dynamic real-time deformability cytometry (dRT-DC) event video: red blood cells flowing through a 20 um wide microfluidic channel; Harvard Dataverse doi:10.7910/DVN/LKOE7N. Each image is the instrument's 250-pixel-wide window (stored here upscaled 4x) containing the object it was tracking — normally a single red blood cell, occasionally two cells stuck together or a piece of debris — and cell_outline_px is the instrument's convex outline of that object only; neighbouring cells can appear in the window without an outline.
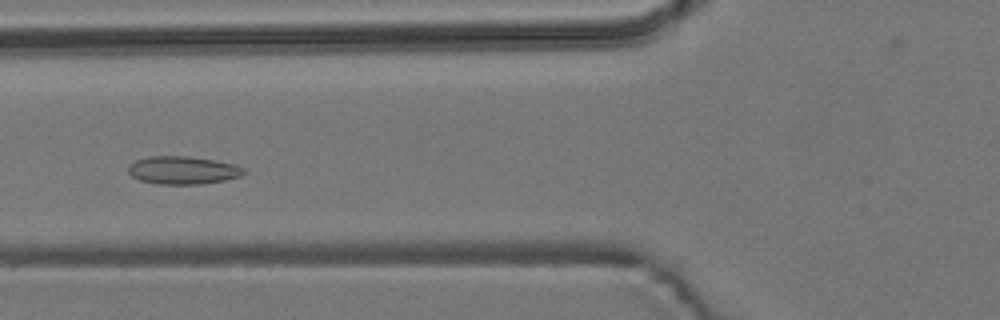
{"species": "common noctule bat (a hibernating species)", "species_latin": "Nyctalus noctula", "temperature_condition": "room temperature", "stored_images_in_passage": 6, "camera_frame_rate_fps": 3000, "um_per_image_px": 0.085, "animal": {"sex": "male", "body_mass_g": 19.2, "forearm_length_mm": 51.8}, "frame": {"image": 1, "passage_image": 5, "time_ms": 4.667, "image_size_px": [1000, 320], "cell_outline_px": [[248, 172], [240, 176], [224, 180], [204, 184], [160, 184], [140, 180], [132, 176], [128, 172], [128, 164], [136, 160], [148, 156], [188, 156], [216, 160], [236, 164], [244, 168]], "centroid_in_image_um": [15.57, 14.46], "position_along_channel_um": 110.2, "area_um2": 19.02}}
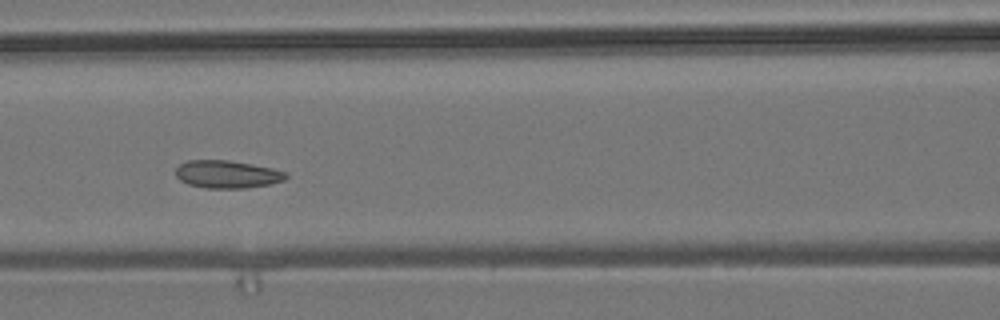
{"frame": {"image": 2, "passage_image": 6, "time_ms": 5.667, "image_size_px": [1000, 320], "cell_outline_px": [[288, 176], [284, 180], [268, 184], [248, 188], [204, 188], [188, 184], [180, 180], [176, 176], [176, 168], [180, 164], [188, 160], [228, 160], [252, 164], [272, 168], [284, 172]], "centroid_in_image_um": [19.28, 14.81], "position_along_channel_um": 147.3, "area_um2": 17.74}}